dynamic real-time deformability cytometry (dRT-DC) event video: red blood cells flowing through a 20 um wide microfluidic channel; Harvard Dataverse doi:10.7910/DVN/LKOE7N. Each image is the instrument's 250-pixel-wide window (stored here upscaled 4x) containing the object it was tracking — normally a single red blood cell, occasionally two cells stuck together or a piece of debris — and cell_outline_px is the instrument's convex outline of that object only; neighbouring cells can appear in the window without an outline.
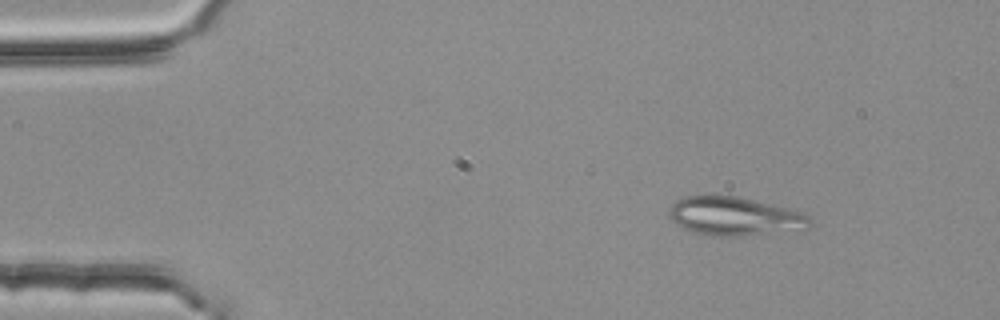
{"species": "common noctule bat (a hibernating species)", "species_latin": "Nyctalus noctula", "temperature_condition": "room temperature", "stored_images_in_passage": 4, "camera_frame_rate_fps": 3000, "um_per_image_px": 0.085, "animal": {"sex": "female", "body_mass_g": 25.1}, "frame": {"image": 1, "passage_image": 2, "time_ms": 0.333, "image_size_px": [1000, 320], "cell_outline_px": [[812, 220], [808, 228], [804, 232], [740, 236], [708, 236], [692, 232], [676, 224], [668, 216], [668, 208], [676, 200], [684, 196], [736, 196], [800, 212], [812, 216]], "centroid_in_image_um": [62.49, 18.43], "position_along_channel_um": 22.5, "area_um2": 32.25}}